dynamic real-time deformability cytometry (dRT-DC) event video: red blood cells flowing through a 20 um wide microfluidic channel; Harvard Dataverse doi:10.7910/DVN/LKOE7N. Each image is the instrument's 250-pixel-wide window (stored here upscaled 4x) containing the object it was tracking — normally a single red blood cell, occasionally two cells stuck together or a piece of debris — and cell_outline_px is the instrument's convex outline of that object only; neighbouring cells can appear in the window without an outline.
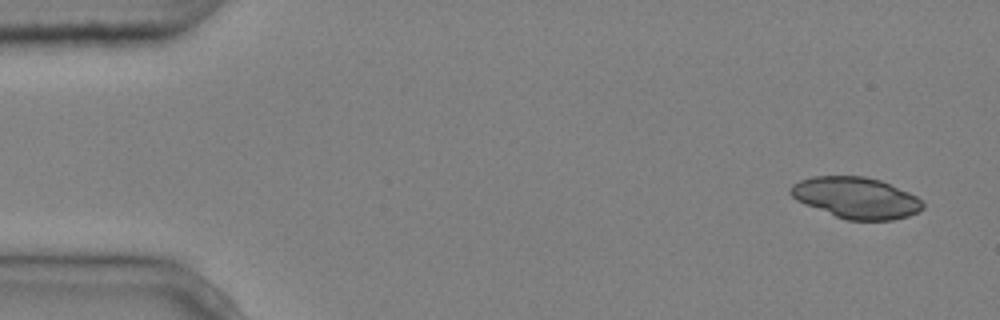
{"species": "common noctule bat (a hibernating species)", "species_latin": "Nyctalus noctula", "temperature_condition": "cold", "stored_images_in_passage": 7, "camera_frame_rate_fps": 3000, "um_per_image_px": 0.085, "animal": {"sex": "male", "body_mass_g": 20.4}, "frame": {"image": 1, "passage_image": 1, "time_ms": 0.0, "image_size_px": [1000, 320], "cell_outline_px": [[924, 208], [920, 212], [908, 216], [892, 220], [848, 220], [836, 216], [804, 204], [796, 200], [788, 192], [792, 184], [800, 180], [812, 176], [864, 176], [880, 180], [908, 192], [916, 196], [924, 204]], "centroid_in_image_um": [72.76, 16.81], "position_along_channel_um": 12.2, "area_um2": 31.73}}